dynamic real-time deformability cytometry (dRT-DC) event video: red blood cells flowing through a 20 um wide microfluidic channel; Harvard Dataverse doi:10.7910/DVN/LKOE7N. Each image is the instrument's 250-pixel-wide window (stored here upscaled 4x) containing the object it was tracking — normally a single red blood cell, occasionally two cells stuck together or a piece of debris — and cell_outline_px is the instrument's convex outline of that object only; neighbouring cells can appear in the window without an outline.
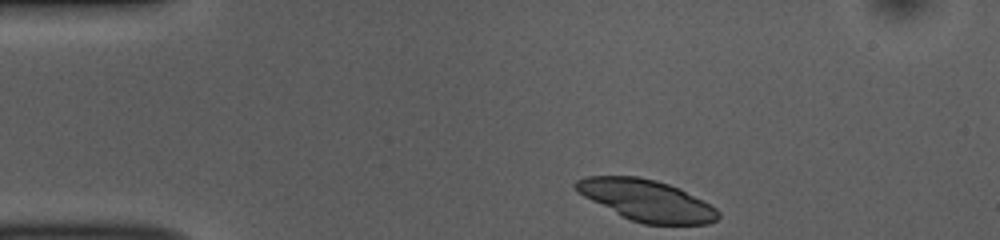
{"species": "common noctule bat (a hibernating species)", "species_latin": "Nyctalus noctula", "temperature_condition": "room temperature", "stored_images_in_passage": 43, "camera_frame_rate_fps": 3000, "um_per_image_px": 0.085, "animal": {"sex": "female", "body_mass_g": 10.0, "forearm_length_mm": 53.1}, "frame": {"image": 1, "passage_image": 1, "time_ms": 0.0, "image_size_px": [1000, 240], "cell_outline_px": [[720, 216], [716, 220], [708, 224], [644, 224], [632, 220], [584, 196], [572, 184], [576, 180], [584, 176], [636, 176], [656, 180], [680, 188], [704, 200], [716, 208], [720, 212]], "centroid_in_image_um": [55.01, 17.02], "position_along_channel_um": 30.0, "area_um2": 33.87}}